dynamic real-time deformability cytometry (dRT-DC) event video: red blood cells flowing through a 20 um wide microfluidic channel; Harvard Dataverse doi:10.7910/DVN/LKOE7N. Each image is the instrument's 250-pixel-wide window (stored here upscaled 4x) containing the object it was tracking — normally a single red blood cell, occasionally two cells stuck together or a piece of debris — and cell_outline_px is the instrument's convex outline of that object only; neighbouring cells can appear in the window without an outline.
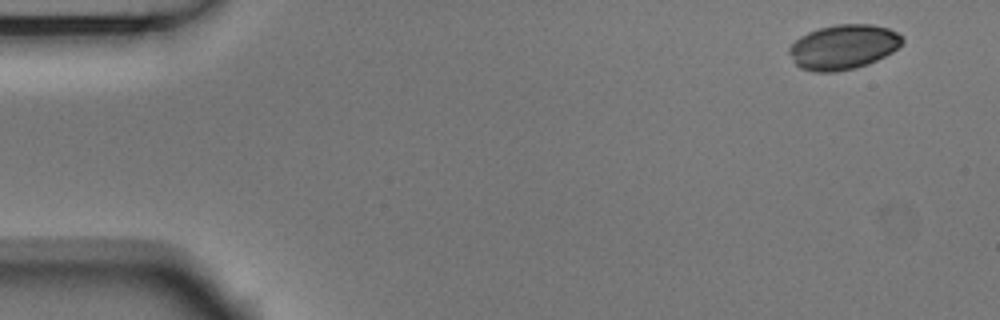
{"species": "Egyptian fruit bat (a non-hibernating species)", "species_latin": "Rousettus aegyptiacus", "temperature_condition": "room temperature", "stored_images_in_passage": 5, "camera_frame_rate_fps": 3000, "um_per_image_px": 0.085, "animal": {"sex": "male"}, "frame": {"image": 1, "passage_image": 1, "time_ms": 0.0, "image_size_px": [1000, 320], "cell_outline_px": [[904, 40], [892, 52], [868, 64], [852, 68], [832, 72], [816, 72], [800, 68], [796, 64], [788, 52], [788, 48], [800, 36], [808, 32], [820, 28], [836, 24], [872, 24], [888, 28], [896, 32]], "centroid_in_image_um": [71.66, 3.98], "position_along_channel_um": 13.3, "area_um2": 29.19}}
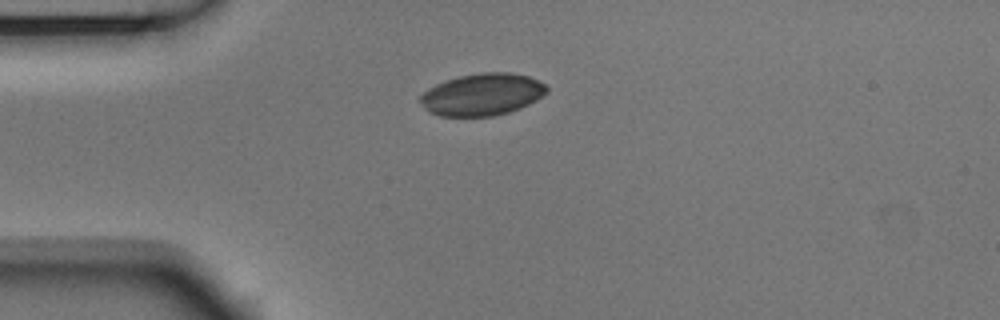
{"frame": {"image": 2, "passage_image": 4, "time_ms": 1.0, "image_size_px": [1000, 320], "cell_outline_px": [[548, 92], [536, 100], [520, 108], [508, 112], [492, 116], [440, 116], [428, 112], [424, 108], [420, 100], [420, 96], [428, 88], [444, 80], [460, 76], [480, 72], [508, 72], [528, 76], [544, 84], [548, 88]], "centroid_in_image_um": [40.97, 8.03], "position_along_channel_um": 44.0, "area_um2": 30.98}}
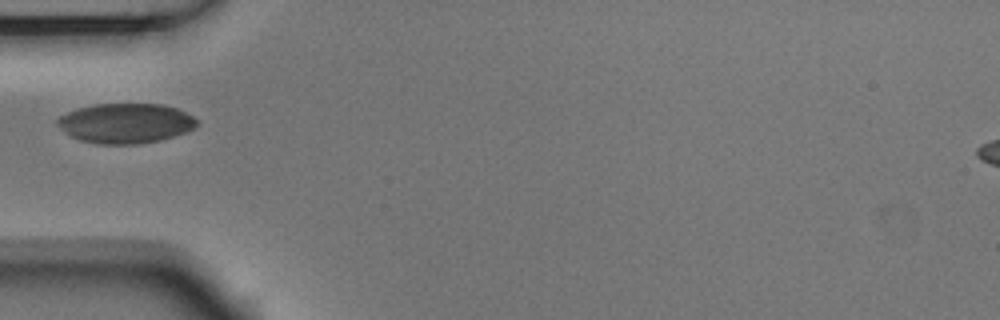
{"frame": {"image": 3, "passage_image": 5, "time_ms": 1.333, "image_size_px": [1000, 320], "cell_outline_px": [[200, 124], [184, 132], [160, 140], [140, 144], [96, 144], [80, 140], [64, 132], [56, 124], [56, 120], [60, 116], [76, 108], [92, 104], [164, 104], [176, 108], [192, 116]], "centroid_in_image_um": [10.64, 10.47], "position_along_channel_um": 74.4, "area_um2": 32.43}}